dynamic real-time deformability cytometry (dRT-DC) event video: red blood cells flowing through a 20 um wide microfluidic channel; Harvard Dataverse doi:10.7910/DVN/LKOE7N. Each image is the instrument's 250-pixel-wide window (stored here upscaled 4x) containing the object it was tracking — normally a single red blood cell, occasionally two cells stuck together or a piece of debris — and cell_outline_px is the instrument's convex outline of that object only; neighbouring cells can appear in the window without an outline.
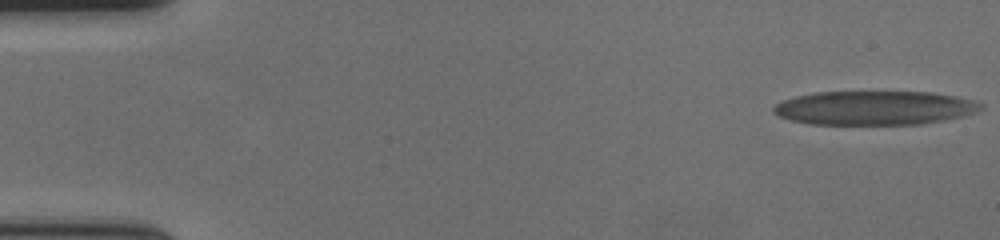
{"species": "human", "species_latin": "Homo sapiens", "temperature_condition": "cold", "stored_images_in_passage": 57, "camera_frame_rate_fps": 3000, "um_per_image_px": 0.085, "donor": {"sex": "female"}, "frame": {"image": 1, "passage_image": 1, "time_ms": 0.0, "image_size_px": [1000, 240], "cell_outline_px": [[984, 108], [976, 112], [944, 120], [920, 124], [808, 124], [792, 120], [780, 116], [772, 112], [772, 108], [776, 104], [784, 100], [796, 96], [816, 92], [932, 92], [956, 96], [976, 100], [984, 104]], "centroid_in_image_um": [74.37, 9.17], "position_along_channel_um": 10.6, "area_um2": 41.1}}
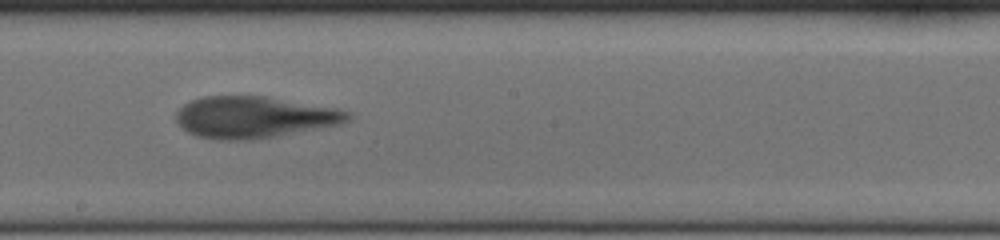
{"frame": {"image": 2, "passage_image": 32, "time_ms": 10.333, "image_size_px": [1000, 240], "cell_outline_px": [[352, 116], [348, 120], [340, 124], [276, 136], [252, 140], [220, 140], [196, 136], [188, 132], [176, 120], [176, 112], [184, 104], [200, 96], [264, 96], [336, 108], [352, 112]], "centroid_in_image_um": [21.59, 9.96], "position_along_channel_um": 226.6, "area_um2": 41.5}}
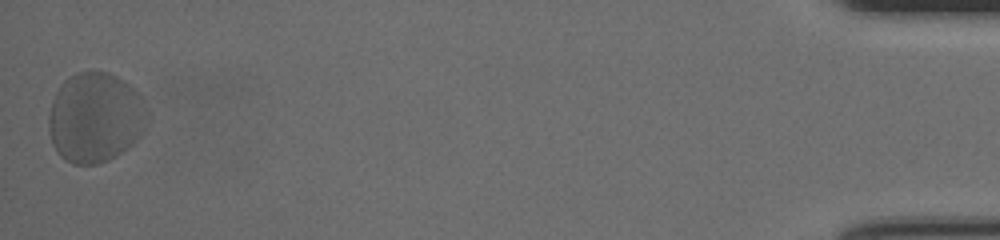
{"frame": {"image": 3, "passage_image": 57, "time_ms": 18.667, "image_size_px": [1000, 240], "cell_outline_px": [[140, 96], [136, 136], [132, 144], [128, 148], [116, 156], [108, 160], [96, 164], [72, 164], [64, 160], [56, 152], [48, 128], [48, 116], [52, 100], [60, 84], [68, 76], [76, 72], [108, 72], [124, 80]], "centroid_in_image_um": [7.91, 9.99], "position_along_channel_um": 427.3, "area_um2": 49.94}, "authors_computed_cell_mechanics": {"area_um2": 41.9628, "velocity_mm_per_s": 3.5311, "shape_relaxation_time_tau1_ms": 5.0092, "shape_relaxation_time_tau2_ms": 1.1742, "deformation_change_tau1": 0.2171, "deformation_change_tau2": 0.0807}}